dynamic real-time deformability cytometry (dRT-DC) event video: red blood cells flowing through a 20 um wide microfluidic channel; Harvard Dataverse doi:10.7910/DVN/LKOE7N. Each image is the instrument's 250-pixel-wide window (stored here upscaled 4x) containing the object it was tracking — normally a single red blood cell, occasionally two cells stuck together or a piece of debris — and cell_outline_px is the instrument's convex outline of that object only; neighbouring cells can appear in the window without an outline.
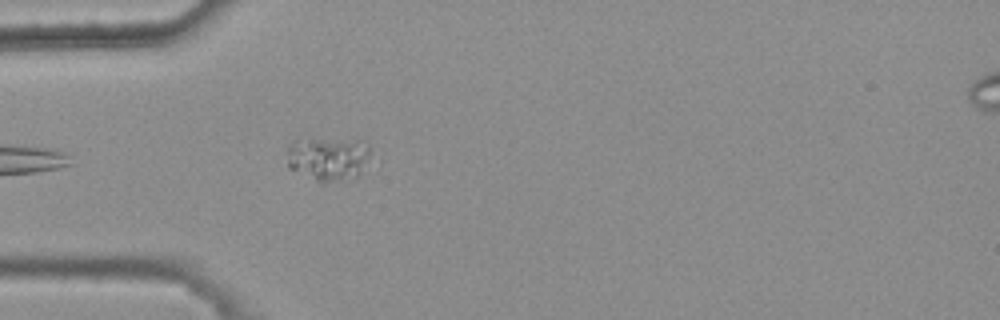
{"species": "common noctule bat (a hibernating species)", "species_latin": "Nyctalus noctula", "temperature_condition": "warm", "stored_images_in_passage": 4, "camera_frame_rate_fps": 3000, "um_per_image_px": 0.085, "animal": {"sex": "female", "body_mass_g": 25.1}, "frame": {"image": 1, "passage_image": 4, "time_ms": 1.0, "image_size_px": [1000, 320], "cell_outline_px": [[372, 156], [356, 176], [324, 184], [320, 184], [288, 168], [288, 148], [296, 140], [356, 140], [368, 144]], "centroid_in_image_um": [27.9, 13.52], "position_along_channel_um": 57.1, "area_um2": 21.15}}